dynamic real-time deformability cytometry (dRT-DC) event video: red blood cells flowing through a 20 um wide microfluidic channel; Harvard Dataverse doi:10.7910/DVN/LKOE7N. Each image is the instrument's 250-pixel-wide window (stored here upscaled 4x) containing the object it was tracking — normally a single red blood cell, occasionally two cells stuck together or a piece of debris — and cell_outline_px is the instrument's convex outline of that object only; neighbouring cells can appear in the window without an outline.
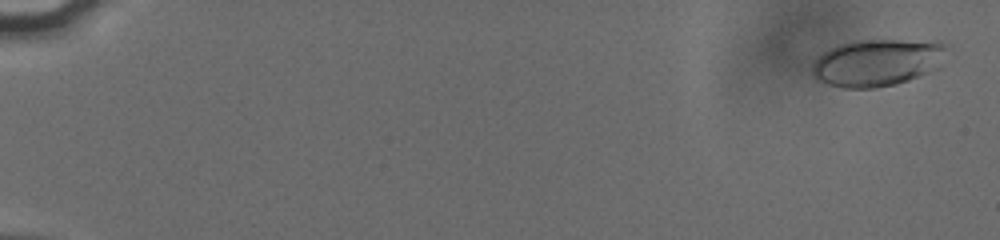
{"species": "human", "species_latin": "Homo sapiens", "temperature_condition": "cold", "stored_images_in_passage": 56, "camera_frame_rate_fps": 3000, "um_per_image_px": 0.085, "donor": {"sex": "male"}, "frame": {"image": 1, "passage_image": 2, "time_ms": 0.333, "image_size_px": [1000, 240], "cell_outline_px": [[944, 48], [928, 72], [920, 76], [896, 84], [876, 88], [844, 88], [828, 84], [816, 80], [812, 76], [812, 64], [824, 52], [840, 44], [856, 40], [936, 40], [944, 44]], "centroid_in_image_um": [74.44, 5.32], "position_along_channel_um": 10.6, "area_um2": 36.18}}
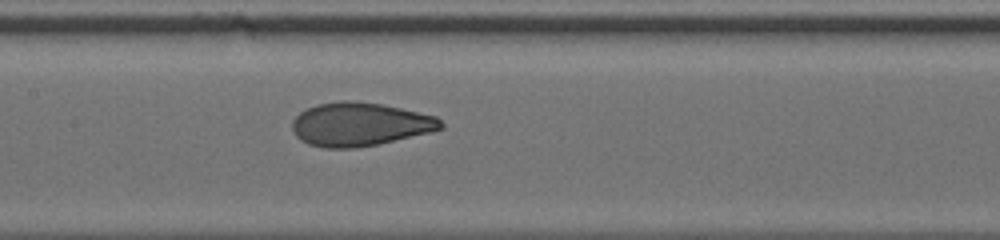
{"frame": {"image": 2, "passage_image": 30, "time_ms": 9.667, "image_size_px": [1000, 240], "cell_outline_px": [[444, 128], [432, 132], [376, 144], [356, 148], [324, 148], [308, 144], [300, 140], [296, 136], [292, 128], [292, 120], [300, 112], [316, 104], [344, 100], [348, 100], [384, 104], [436, 116], [444, 124]], "centroid_in_image_um": [30.58, 10.56], "position_along_channel_um": 176.8, "area_um2": 37.8}}
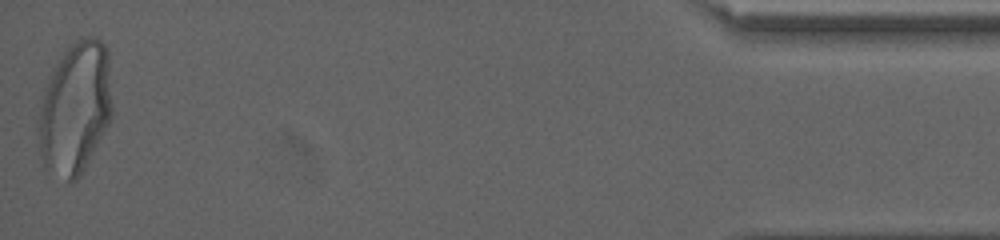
{"frame": {"image": 3, "passage_image": 56, "time_ms": 18.333, "image_size_px": [1000, 240], "cell_outline_px": [[112, 116], [108, 124], [80, 176], [72, 184], [48, 172], [44, 168], [40, 152], [36, 128], [36, 120], [44, 88], [48, 76], [52, 68], [64, 52], [76, 40], [88, 36], [96, 36], [104, 44], [108, 52], [112, 104]], "centroid_in_image_um": [6.35, 9.22], "position_along_channel_um": 428.8, "area_um2": 57.68}, "authors_computed_cell_mechanics": {"area_um2": 37.1365, "velocity_mm_per_s": 3.8165, "shape_relaxation_time_tau1_ms": 6.1722, "shape_relaxation_time_tau2_ms": null, "deformation_change_tau1": 0.1916, "deformation_change_tau2": null}}